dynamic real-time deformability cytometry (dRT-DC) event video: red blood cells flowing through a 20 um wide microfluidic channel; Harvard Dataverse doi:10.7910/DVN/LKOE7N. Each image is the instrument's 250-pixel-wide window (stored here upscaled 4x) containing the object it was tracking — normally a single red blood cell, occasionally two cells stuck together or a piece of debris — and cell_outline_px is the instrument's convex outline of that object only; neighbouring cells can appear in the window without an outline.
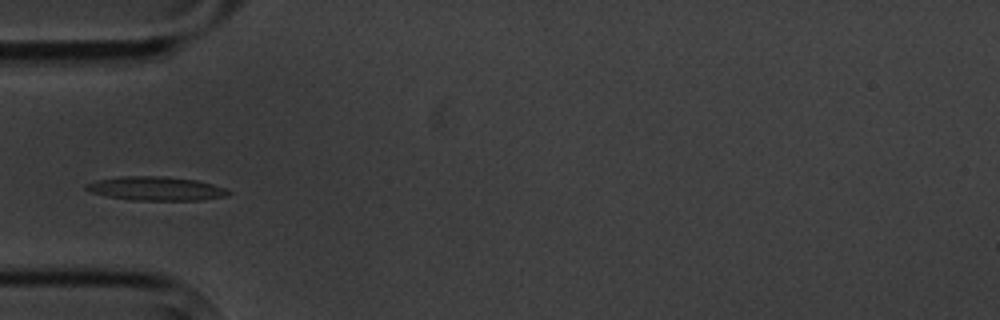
{"species": "common noctule bat (a hibernating species)", "species_latin": "Nyctalus noctula", "temperature_condition": "cold", "stored_images_in_passage": 5, "camera_frame_rate_fps": 3000, "um_per_image_px": 0.085, "animal": {"sex": "male", "body_mass_g": 20.1, "forearm_length_mm": 53.5}, "frame": {"image": 1, "passage_image": 4, "time_ms": 3.333, "image_size_px": [1000, 320], "cell_outline_px": [[232, 192], [228, 196], [200, 200], [132, 200], [108, 196], [88, 192], [84, 188], [84, 184], [96, 180], [120, 176], [168, 176], [196, 180], [212, 184], [224, 188]], "centroid_in_image_um": [13.23, 16.02], "position_along_channel_um": 71.8, "area_um2": 19.94}}
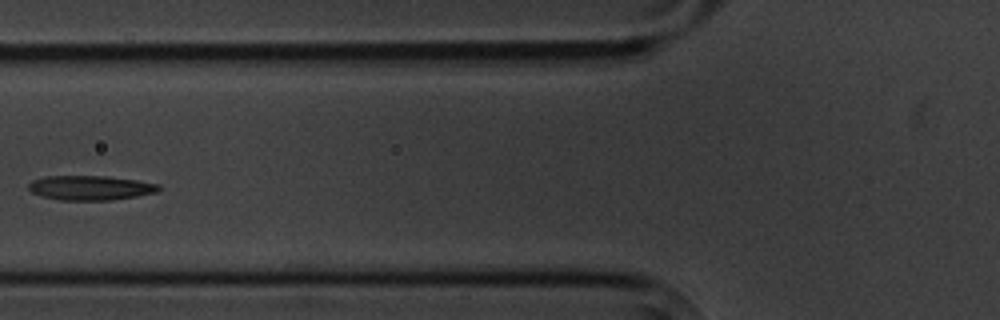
{"frame": {"image": 2, "passage_image": 5, "time_ms": 4.667, "image_size_px": [1000, 320], "cell_outline_px": [[160, 188], [156, 192], [136, 196], [112, 200], [60, 200], [40, 196], [32, 192], [28, 188], [28, 184], [32, 180], [44, 176], [108, 176], [136, 180], [160, 184]], "centroid_in_image_um": [7.66, 15.96], "position_along_channel_um": 118.1, "area_um2": 18.67}}